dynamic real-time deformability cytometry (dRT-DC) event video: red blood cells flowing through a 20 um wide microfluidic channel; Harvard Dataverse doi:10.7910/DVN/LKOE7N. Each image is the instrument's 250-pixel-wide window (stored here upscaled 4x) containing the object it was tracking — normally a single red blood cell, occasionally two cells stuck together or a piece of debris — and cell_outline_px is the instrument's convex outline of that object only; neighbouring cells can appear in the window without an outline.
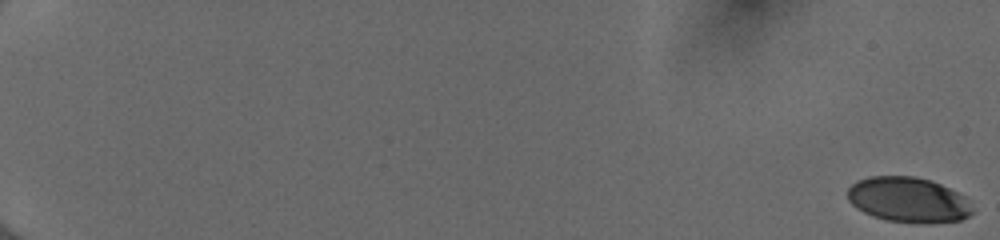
{"species": "human", "species_latin": "Homo sapiens", "temperature_condition": "cold", "stored_images_in_passage": 55, "camera_frame_rate_fps": 3000, "um_per_image_px": 0.085, "donor": {"sex": "female"}, "frame": {"image": 1, "passage_image": 1, "time_ms": 0.0, "image_size_px": [1000, 240], "cell_outline_px": [[972, 212], [968, 216], [960, 220], [924, 224], [916, 224], [888, 220], [872, 216], [856, 208], [848, 200], [848, 188], [856, 180], [868, 176], [916, 176], [932, 180], [964, 196], [972, 208]], "centroid_in_image_um": [77.18, 16.98], "position_along_channel_um": 7.8, "area_um2": 33.06}}
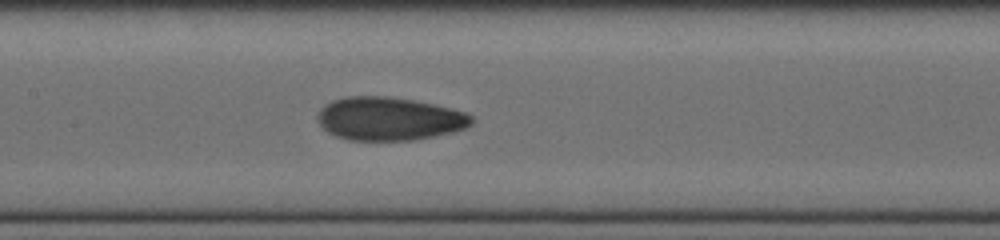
{"frame": {"image": 2, "passage_image": 31, "time_ms": 10.0, "image_size_px": [1000, 240], "cell_outline_px": [[472, 124], [464, 128], [452, 132], [416, 140], [348, 140], [336, 136], [328, 132], [316, 120], [316, 116], [320, 108], [324, 104], [332, 100], [348, 96], [388, 96], [412, 100], [452, 108], [464, 112], [472, 116]], "centroid_in_image_um": [33.04, 10.09], "position_along_channel_um": 174.4, "area_um2": 38.9}}
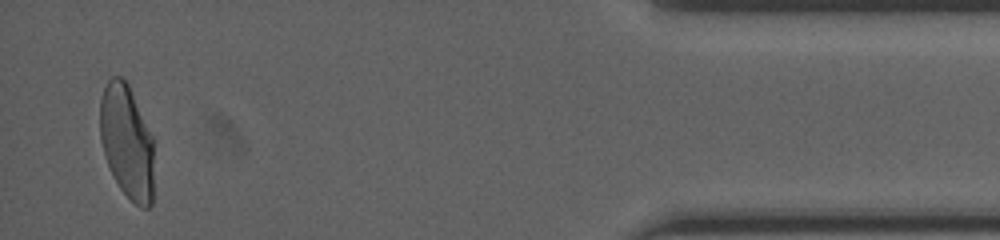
{"frame": {"image": 3, "passage_image": 54, "time_ms": 17.667, "image_size_px": [1000, 240], "cell_outline_px": [[152, 204], [148, 208], [140, 208], [120, 188], [108, 164], [100, 140], [100, 100], [104, 88], [108, 80], [112, 76], [124, 76], [128, 84], [152, 136]], "centroid_in_image_um": [10.76, 12.01], "position_along_channel_um": 424.4, "area_um2": 35.26}, "authors_computed_cell_mechanics": {"area_um2": 36.703, "velocity_mm_per_s": 4.0068, "shape_relaxation_time_tau1_ms": 5.7374, "shape_relaxation_time_tau2_ms": 1.1827, "deformation_change_tau1": 0.1798, "deformation_change_tau2": 0.0643}}